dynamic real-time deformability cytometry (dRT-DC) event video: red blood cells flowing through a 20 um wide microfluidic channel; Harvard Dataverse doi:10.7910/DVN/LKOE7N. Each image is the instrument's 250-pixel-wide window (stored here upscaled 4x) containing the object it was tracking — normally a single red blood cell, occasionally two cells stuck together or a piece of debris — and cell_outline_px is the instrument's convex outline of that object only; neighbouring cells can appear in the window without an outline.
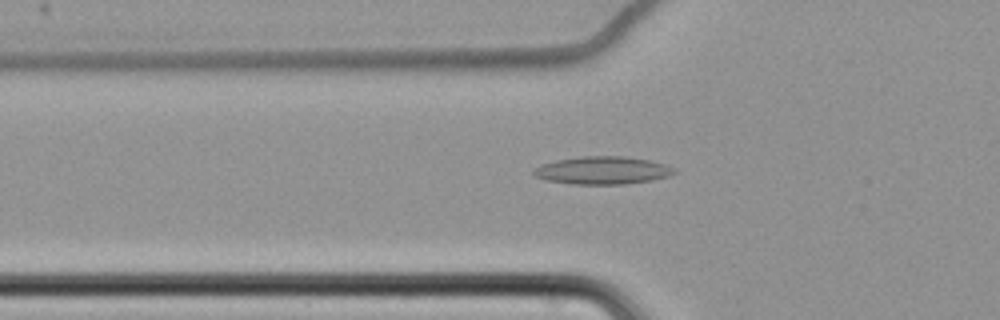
{"species": "common noctule bat (a hibernating species)", "species_latin": "Nyctalus noctula", "temperature_condition": "cold", "stored_images_in_passage": 63, "camera_frame_rate_fps": 3000, "um_per_image_px": 0.085, "animal": {"sex": "female", "body_mass_g": 22.7, "forearm_length_mm": 54.2}, "frame": {"image": 1, "passage_image": 24, "time_ms": 7.667, "image_size_px": [1000, 320], "cell_outline_px": [[676, 172], [668, 176], [652, 180], [624, 184], [572, 184], [544, 180], [536, 176], [532, 172], [540, 164], [556, 160], [580, 156], [624, 156], [648, 160], [664, 164], [676, 168]], "centroid_in_image_um": [51.2, 14.48], "position_along_channel_um": 74.6, "area_um2": 22.77}}
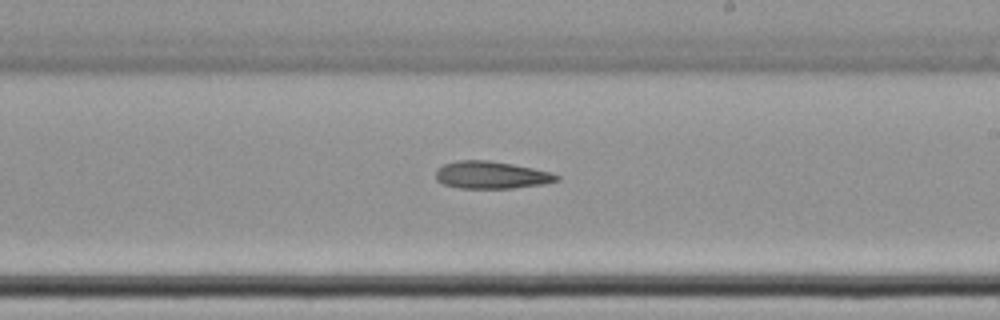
{"frame": {"image": 2, "passage_image": 39, "time_ms": 12.667, "image_size_px": [1000, 320], "cell_outline_px": [[560, 180], [544, 184], [512, 188], [460, 188], [444, 184], [436, 180], [436, 168], [444, 164], [456, 160], [488, 160], [512, 164], [552, 172], [560, 176]], "centroid_in_image_um": [41.76, 14.87], "position_along_channel_um": 247.2, "area_um2": 19.36}}
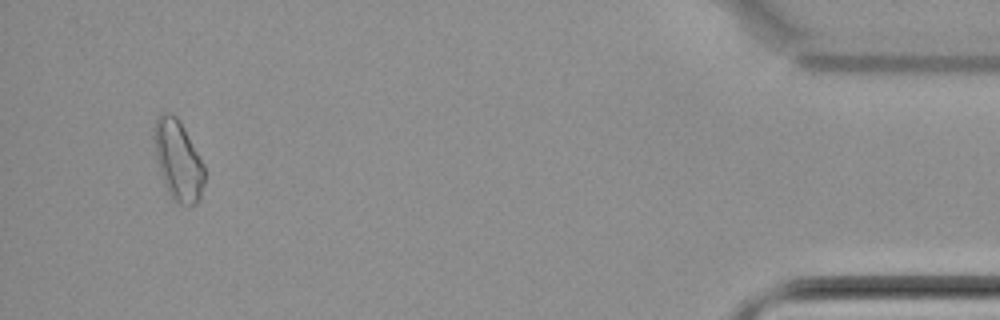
{"frame": {"image": 3, "passage_image": 60, "time_ms": 19.667, "image_size_px": [1000, 320], "cell_outline_px": [[204, 184], [200, 200], [196, 204], [176, 204], [168, 192], [156, 156], [152, 136], [152, 128], [156, 116], [164, 112], [168, 112], [176, 116], [184, 128], [204, 164]], "centroid_in_image_um": [15.13, 13.59], "position_along_channel_um": 420.1, "area_um2": 23.52}}